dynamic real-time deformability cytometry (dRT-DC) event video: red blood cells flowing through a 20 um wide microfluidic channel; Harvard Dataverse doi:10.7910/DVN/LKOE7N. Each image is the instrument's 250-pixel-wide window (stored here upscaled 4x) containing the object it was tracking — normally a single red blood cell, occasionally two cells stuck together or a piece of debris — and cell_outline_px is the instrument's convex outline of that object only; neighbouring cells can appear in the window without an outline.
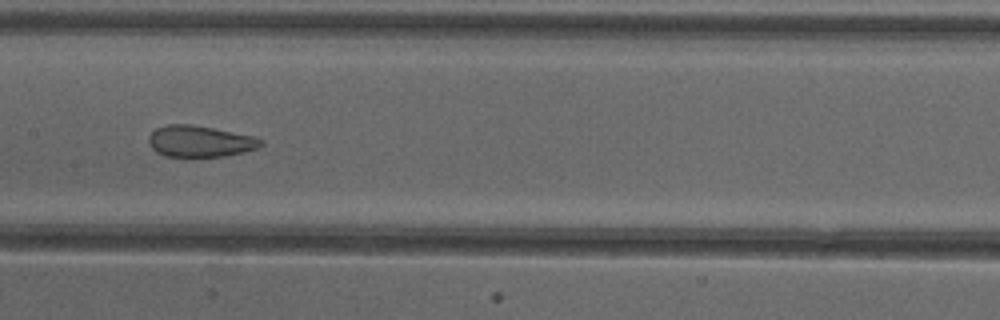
{"species": "common noctule bat (a hibernating species)", "species_latin": "Nyctalus noctula", "temperature_condition": "cold", "stored_images_in_passage": 20, "camera_frame_rate_fps": 3000, "um_per_image_px": 0.085, "animal": {"sex": "female"}, "frame": {"image": 1, "passage_image": 11, "time_ms": 3.333, "image_size_px": [1000, 320], "cell_outline_px": [[264, 144], [256, 148], [224, 156], [164, 156], [156, 152], [152, 148], [148, 140], [148, 136], [156, 128], [168, 124], [192, 124], [256, 136], [264, 140]], "centroid_in_image_um": [17.0, 11.99], "position_along_channel_um": 190.4, "area_um2": 20.46}}
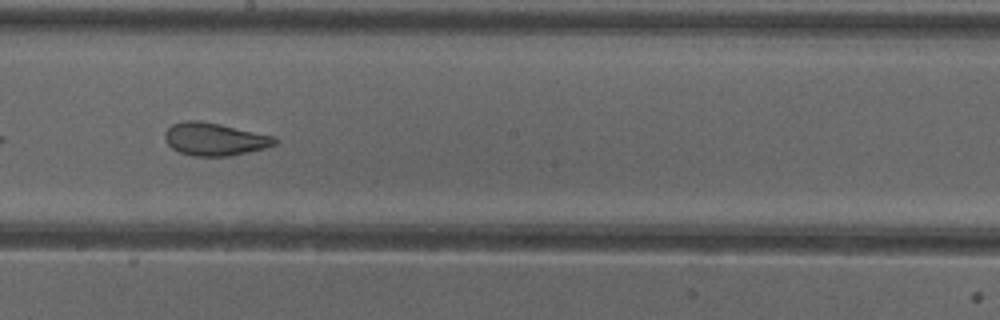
{"frame": {"image": 2, "passage_image": 14, "time_ms": 4.333, "image_size_px": [1000, 320], "cell_outline_px": [[280, 140], [276, 144], [264, 148], [248, 152], [228, 156], [192, 156], [180, 152], [172, 148], [168, 144], [164, 136], [164, 132], [172, 124], [184, 120], [200, 120], [220, 124], [276, 136]], "centroid_in_image_um": [18.26, 11.82], "position_along_channel_um": 229.9, "area_um2": 21.15}}